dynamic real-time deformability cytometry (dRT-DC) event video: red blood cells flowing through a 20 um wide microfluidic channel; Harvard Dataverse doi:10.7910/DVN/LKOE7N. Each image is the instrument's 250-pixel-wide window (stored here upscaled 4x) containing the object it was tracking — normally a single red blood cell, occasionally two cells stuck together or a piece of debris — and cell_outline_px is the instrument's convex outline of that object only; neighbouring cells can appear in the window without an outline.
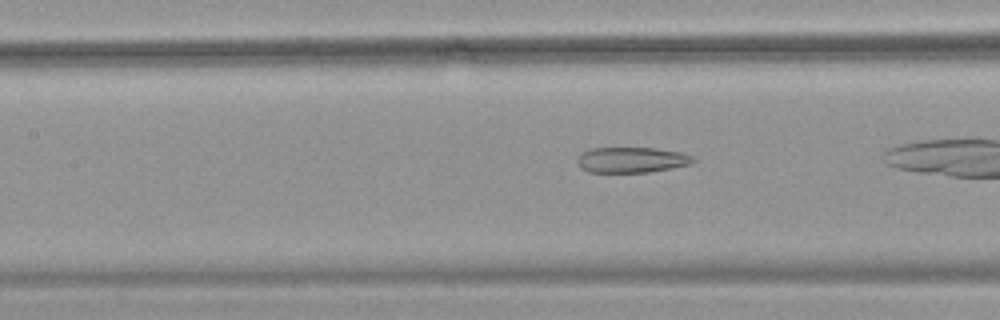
{"species": "common noctule bat (a hibernating species)", "species_latin": "Nyctalus noctula", "temperature_condition": "warm", "stored_images_in_passage": 26, "camera_frame_rate_fps": 3000, "um_per_image_px": 0.085, "animal": {"sex": "female", "body_mass_g": 18.4}, "frame": {"image": 1, "passage_image": 8, "time_ms": 2.333, "image_size_px": [1000, 320], "cell_outline_px": [[696, 160], [692, 164], [672, 168], [648, 172], [588, 172], [580, 168], [576, 160], [584, 152], [592, 148], [652, 148], [680, 152], [692, 156]], "centroid_in_image_um": [53.7, 13.6], "position_along_channel_um": 153.7, "area_um2": 17.17}}
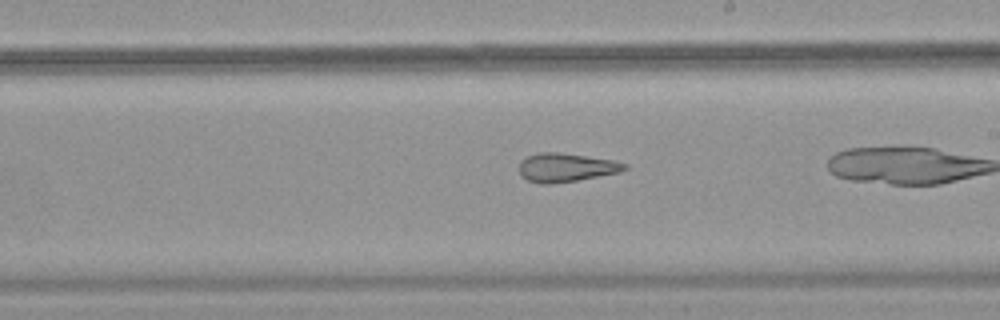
{"frame": {"image": 2, "passage_image": 15, "time_ms": 4.667, "image_size_px": [1000, 320], "cell_outline_px": [[628, 168], [620, 172], [576, 180], [552, 184], [540, 184], [528, 180], [520, 176], [520, 160], [528, 156], [540, 152], [556, 152], [612, 160], [628, 164]], "centroid_in_image_um": [48.09, 14.24], "position_along_channel_um": 240.9, "area_um2": 17.46}}